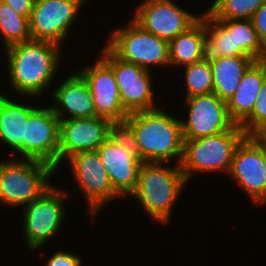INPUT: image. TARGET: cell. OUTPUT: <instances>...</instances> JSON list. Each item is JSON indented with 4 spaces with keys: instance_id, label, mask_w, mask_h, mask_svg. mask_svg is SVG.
I'll return each mask as SVG.
<instances>
[{
    "instance_id": "8",
    "label": "cell",
    "mask_w": 266,
    "mask_h": 266,
    "mask_svg": "<svg viewBox=\"0 0 266 266\" xmlns=\"http://www.w3.org/2000/svg\"><path fill=\"white\" fill-rule=\"evenodd\" d=\"M64 162L63 165L68 163V168L70 169L68 172H71L70 174L76 185L73 188L74 192L67 190L68 195L74 197L75 193L77 195L81 193L80 197L85 199L86 206L89 208V215L92 216L91 220L93 218L95 220L104 206H109L110 202H116L117 199L121 201V197L112 187L108 173L101 162L97 150L73 154Z\"/></svg>"
},
{
    "instance_id": "1",
    "label": "cell",
    "mask_w": 266,
    "mask_h": 266,
    "mask_svg": "<svg viewBox=\"0 0 266 266\" xmlns=\"http://www.w3.org/2000/svg\"><path fill=\"white\" fill-rule=\"evenodd\" d=\"M63 51L58 44L33 39L4 49L10 91L20 98L49 95L61 73L58 70L65 59Z\"/></svg>"
},
{
    "instance_id": "32",
    "label": "cell",
    "mask_w": 266,
    "mask_h": 266,
    "mask_svg": "<svg viewBox=\"0 0 266 266\" xmlns=\"http://www.w3.org/2000/svg\"><path fill=\"white\" fill-rule=\"evenodd\" d=\"M0 1L11 6V8L15 12L29 18L35 0H0Z\"/></svg>"
},
{
    "instance_id": "28",
    "label": "cell",
    "mask_w": 266,
    "mask_h": 266,
    "mask_svg": "<svg viewBox=\"0 0 266 266\" xmlns=\"http://www.w3.org/2000/svg\"><path fill=\"white\" fill-rule=\"evenodd\" d=\"M109 138L141 160V152L136 140L135 131L133 126L126 119L111 121L109 126Z\"/></svg>"
},
{
    "instance_id": "24",
    "label": "cell",
    "mask_w": 266,
    "mask_h": 266,
    "mask_svg": "<svg viewBox=\"0 0 266 266\" xmlns=\"http://www.w3.org/2000/svg\"><path fill=\"white\" fill-rule=\"evenodd\" d=\"M0 41L4 49L32 39L29 18L15 12L11 6L0 1Z\"/></svg>"
},
{
    "instance_id": "9",
    "label": "cell",
    "mask_w": 266,
    "mask_h": 266,
    "mask_svg": "<svg viewBox=\"0 0 266 266\" xmlns=\"http://www.w3.org/2000/svg\"><path fill=\"white\" fill-rule=\"evenodd\" d=\"M100 55L113 69L121 104L128 114L160 107L156 103L158 94L153 86V71L119 59L105 45L100 49Z\"/></svg>"
},
{
    "instance_id": "19",
    "label": "cell",
    "mask_w": 266,
    "mask_h": 266,
    "mask_svg": "<svg viewBox=\"0 0 266 266\" xmlns=\"http://www.w3.org/2000/svg\"><path fill=\"white\" fill-rule=\"evenodd\" d=\"M7 94L9 92L6 94L4 92L0 93V143H4L3 145L6 148L9 147L7 149L12 150L14 153L12 158L23 159L25 124L29 115L39 106L36 104L32 105L35 103L33 100L39 99L33 96H24L23 99L26 98L25 102L23 100L20 101L19 96L18 98L14 96L16 98L13 99L15 94H12L11 97ZM27 99H31L33 102L29 103L30 101Z\"/></svg>"
},
{
    "instance_id": "21",
    "label": "cell",
    "mask_w": 266,
    "mask_h": 266,
    "mask_svg": "<svg viewBox=\"0 0 266 266\" xmlns=\"http://www.w3.org/2000/svg\"><path fill=\"white\" fill-rule=\"evenodd\" d=\"M204 29L201 61L212 63L224 56H235L234 20H216L205 10Z\"/></svg>"
},
{
    "instance_id": "17",
    "label": "cell",
    "mask_w": 266,
    "mask_h": 266,
    "mask_svg": "<svg viewBox=\"0 0 266 266\" xmlns=\"http://www.w3.org/2000/svg\"><path fill=\"white\" fill-rule=\"evenodd\" d=\"M50 93L49 98L54 102L50 107L59 120L97 116L92 92L77 70L65 76Z\"/></svg>"
},
{
    "instance_id": "14",
    "label": "cell",
    "mask_w": 266,
    "mask_h": 266,
    "mask_svg": "<svg viewBox=\"0 0 266 266\" xmlns=\"http://www.w3.org/2000/svg\"><path fill=\"white\" fill-rule=\"evenodd\" d=\"M228 175L252 203L262 206L266 202L264 146L251 136H246L235 149Z\"/></svg>"
},
{
    "instance_id": "11",
    "label": "cell",
    "mask_w": 266,
    "mask_h": 266,
    "mask_svg": "<svg viewBox=\"0 0 266 266\" xmlns=\"http://www.w3.org/2000/svg\"><path fill=\"white\" fill-rule=\"evenodd\" d=\"M187 116L181 119L183 139H200L230 130L236 123L230 118L226 101L215 93L183 98Z\"/></svg>"
},
{
    "instance_id": "30",
    "label": "cell",
    "mask_w": 266,
    "mask_h": 266,
    "mask_svg": "<svg viewBox=\"0 0 266 266\" xmlns=\"http://www.w3.org/2000/svg\"><path fill=\"white\" fill-rule=\"evenodd\" d=\"M83 259L81 256L74 252L64 251L63 249H57L50 257H47L46 264L44 266H82Z\"/></svg>"
},
{
    "instance_id": "25",
    "label": "cell",
    "mask_w": 266,
    "mask_h": 266,
    "mask_svg": "<svg viewBox=\"0 0 266 266\" xmlns=\"http://www.w3.org/2000/svg\"><path fill=\"white\" fill-rule=\"evenodd\" d=\"M235 56H249L256 61L266 59V49L260 43L251 20H234Z\"/></svg>"
},
{
    "instance_id": "2",
    "label": "cell",
    "mask_w": 266,
    "mask_h": 266,
    "mask_svg": "<svg viewBox=\"0 0 266 266\" xmlns=\"http://www.w3.org/2000/svg\"><path fill=\"white\" fill-rule=\"evenodd\" d=\"M172 114L161 107L128 114L126 120L135 131L142 162L181 164L184 147L181 118Z\"/></svg>"
},
{
    "instance_id": "15",
    "label": "cell",
    "mask_w": 266,
    "mask_h": 266,
    "mask_svg": "<svg viewBox=\"0 0 266 266\" xmlns=\"http://www.w3.org/2000/svg\"><path fill=\"white\" fill-rule=\"evenodd\" d=\"M110 124L102 116L60 120L58 169L73 154L97 150L109 138Z\"/></svg>"
},
{
    "instance_id": "6",
    "label": "cell",
    "mask_w": 266,
    "mask_h": 266,
    "mask_svg": "<svg viewBox=\"0 0 266 266\" xmlns=\"http://www.w3.org/2000/svg\"><path fill=\"white\" fill-rule=\"evenodd\" d=\"M70 198L64 188L53 185L41 197L23 207L22 230L27 250L36 252L60 234L68 218L65 201Z\"/></svg>"
},
{
    "instance_id": "10",
    "label": "cell",
    "mask_w": 266,
    "mask_h": 266,
    "mask_svg": "<svg viewBox=\"0 0 266 266\" xmlns=\"http://www.w3.org/2000/svg\"><path fill=\"white\" fill-rule=\"evenodd\" d=\"M87 0H35L29 17L33 40L58 44L62 48ZM84 5V6H83ZM65 41V42H64Z\"/></svg>"
},
{
    "instance_id": "13",
    "label": "cell",
    "mask_w": 266,
    "mask_h": 266,
    "mask_svg": "<svg viewBox=\"0 0 266 266\" xmlns=\"http://www.w3.org/2000/svg\"><path fill=\"white\" fill-rule=\"evenodd\" d=\"M43 105L29 115L25 124L23 159L42 161L58 170L60 120L48 104Z\"/></svg>"
},
{
    "instance_id": "18",
    "label": "cell",
    "mask_w": 266,
    "mask_h": 266,
    "mask_svg": "<svg viewBox=\"0 0 266 266\" xmlns=\"http://www.w3.org/2000/svg\"><path fill=\"white\" fill-rule=\"evenodd\" d=\"M100 156L114 191L123 199L130 197L138 183V173L142 161L126 149L108 138L99 146Z\"/></svg>"
},
{
    "instance_id": "5",
    "label": "cell",
    "mask_w": 266,
    "mask_h": 266,
    "mask_svg": "<svg viewBox=\"0 0 266 266\" xmlns=\"http://www.w3.org/2000/svg\"><path fill=\"white\" fill-rule=\"evenodd\" d=\"M246 137L239 124L230 130L200 139H183V158L181 170L189 183L199 174H217L225 172L228 175L235 149Z\"/></svg>"
},
{
    "instance_id": "26",
    "label": "cell",
    "mask_w": 266,
    "mask_h": 266,
    "mask_svg": "<svg viewBox=\"0 0 266 266\" xmlns=\"http://www.w3.org/2000/svg\"><path fill=\"white\" fill-rule=\"evenodd\" d=\"M181 69L184 80V98L213 93L212 69L210 63L197 61ZM186 90V91H185Z\"/></svg>"
},
{
    "instance_id": "3",
    "label": "cell",
    "mask_w": 266,
    "mask_h": 266,
    "mask_svg": "<svg viewBox=\"0 0 266 266\" xmlns=\"http://www.w3.org/2000/svg\"><path fill=\"white\" fill-rule=\"evenodd\" d=\"M166 162H142L138 183L129 198L138 202L154 223L167 225L188 182L180 165ZM169 166V167H168Z\"/></svg>"
},
{
    "instance_id": "29",
    "label": "cell",
    "mask_w": 266,
    "mask_h": 266,
    "mask_svg": "<svg viewBox=\"0 0 266 266\" xmlns=\"http://www.w3.org/2000/svg\"><path fill=\"white\" fill-rule=\"evenodd\" d=\"M266 122V77L255 101L252 112L239 124L246 136H251Z\"/></svg>"
},
{
    "instance_id": "34",
    "label": "cell",
    "mask_w": 266,
    "mask_h": 266,
    "mask_svg": "<svg viewBox=\"0 0 266 266\" xmlns=\"http://www.w3.org/2000/svg\"><path fill=\"white\" fill-rule=\"evenodd\" d=\"M264 158H265V167H266V146H264Z\"/></svg>"
},
{
    "instance_id": "20",
    "label": "cell",
    "mask_w": 266,
    "mask_h": 266,
    "mask_svg": "<svg viewBox=\"0 0 266 266\" xmlns=\"http://www.w3.org/2000/svg\"><path fill=\"white\" fill-rule=\"evenodd\" d=\"M266 77V59L255 61L244 73L234 94L227 100L230 118L240 124L253 110Z\"/></svg>"
},
{
    "instance_id": "33",
    "label": "cell",
    "mask_w": 266,
    "mask_h": 266,
    "mask_svg": "<svg viewBox=\"0 0 266 266\" xmlns=\"http://www.w3.org/2000/svg\"><path fill=\"white\" fill-rule=\"evenodd\" d=\"M251 137L260 145L266 146V122L263 123Z\"/></svg>"
},
{
    "instance_id": "16",
    "label": "cell",
    "mask_w": 266,
    "mask_h": 266,
    "mask_svg": "<svg viewBox=\"0 0 266 266\" xmlns=\"http://www.w3.org/2000/svg\"><path fill=\"white\" fill-rule=\"evenodd\" d=\"M78 73L87 82L93 95L96 115L111 121L124 120L128 113L121 104L118 85L113 69L100 57Z\"/></svg>"
},
{
    "instance_id": "4",
    "label": "cell",
    "mask_w": 266,
    "mask_h": 266,
    "mask_svg": "<svg viewBox=\"0 0 266 266\" xmlns=\"http://www.w3.org/2000/svg\"><path fill=\"white\" fill-rule=\"evenodd\" d=\"M58 171L50 164L37 160H1L0 207L22 209L53 186L51 180Z\"/></svg>"
},
{
    "instance_id": "12",
    "label": "cell",
    "mask_w": 266,
    "mask_h": 266,
    "mask_svg": "<svg viewBox=\"0 0 266 266\" xmlns=\"http://www.w3.org/2000/svg\"><path fill=\"white\" fill-rule=\"evenodd\" d=\"M132 15L142 29L170 42L191 27L201 13L188 12L174 0H143Z\"/></svg>"
},
{
    "instance_id": "23",
    "label": "cell",
    "mask_w": 266,
    "mask_h": 266,
    "mask_svg": "<svg viewBox=\"0 0 266 266\" xmlns=\"http://www.w3.org/2000/svg\"><path fill=\"white\" fill-rule=\"evenodd\" d=\"M204 12L186 31L169 42L170 68L184 67L201 60L202 45L205 38Z\"/></svg>"
},
{
    "instance_id": "27",
    "label": "cell",
    "mask_w": 266,
    "mask_h": 266,
    "mask_svg": "<svg viewBox=\"0 0 266 266\" xmlns=\"http://www.w3.org/2000/svg\"><path fill=\"white\" fill-rule=\"evenodd\" d=\"M265 0H213L205 9L216 20L248 19Z\"/></svg>"
},
{
    "instance_id": "7",
    "label": "cell",
    "mask_w": 266,
    "mask_h": 266,
    "mask_svg": "<svg viewBox=\"0 0 266 266\" xmlns=\"http://www.w3.org/2000/svg\"><path fill=\"white\" fill-rule=\"evenodd\" d=\"M115 27L105 46L119 59L133 63L145 70L169 67V42L142 29L132 19Z\"/></svg>"
},
{
    "instance_id": "22",
    "label": "cell",
    "mask_w": 266,
    "mask_h": 266,
    "mask_svg": "<svg viewBox=\"0 0 266 266\" xmlns=\"http://www.w3.org/2000/svg\"><path fill=\"white\" fill-rule=\"evenodd\" d=\"M255 61L249 56H224L210 63L213 93L227 102L238 88L246 70Z\"/></svg>"
},
{
    "instance_id": "31",
    "label": "cell",
    "mask_w": 266,
    "mask_h": 266,
    "mask_svg": "<svg viewBox=\"0 0 266 266\" xmlns=\"http://www.w3.org/2000/svg\"><path fill=\"white\" fill-rule=\"evenodd\" d=\"M250 20L257 31L260 43L266 49V0L259 6Z\"/></svg>"
}]
</instances>
